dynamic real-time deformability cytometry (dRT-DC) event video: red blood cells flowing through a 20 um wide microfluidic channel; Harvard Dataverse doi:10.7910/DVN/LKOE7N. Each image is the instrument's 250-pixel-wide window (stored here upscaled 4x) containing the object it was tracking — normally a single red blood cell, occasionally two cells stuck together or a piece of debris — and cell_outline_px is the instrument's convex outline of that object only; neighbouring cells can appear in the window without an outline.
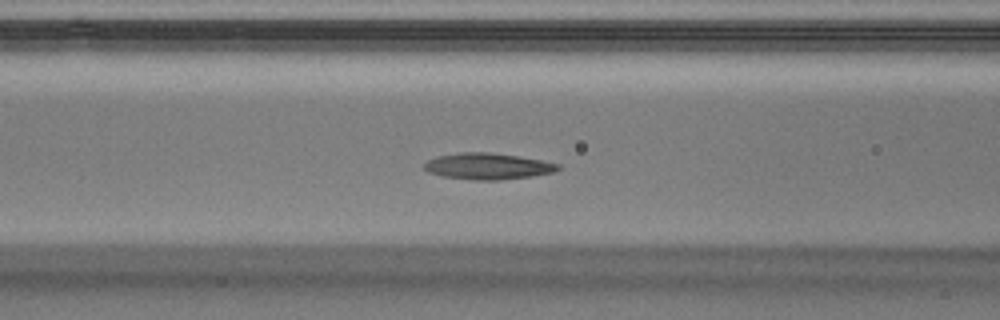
{"species": "Egyptian fruit bat (a non-hibernating species)", "species_latin": "Rousettus aegyptiacus", "temperature_condition": "warm", "stored_images_in_passage": 45, "camera_frame_rate_fps": 3000, "um_per_image_px": 0.085, "animal": {"sex": "male"}, "frame": {"image": 1, "passage_image": 15, "time_ms": 4.667, "image_size_px": [1000, 320], "cell_outline_px": [[560, 168], [552, 172], [532, 176], [500, 180], [476, 180], [444, 176], [428, 172], [424, 168], [424, 164], [428, 160], [436, 156], [460, 152], [488, 152], [520, 156], [560, 164]], "centroid_in_image_um": [41.45, 14.12], "position_along_channel_um": 125.2, "area_um2": 20.4}}
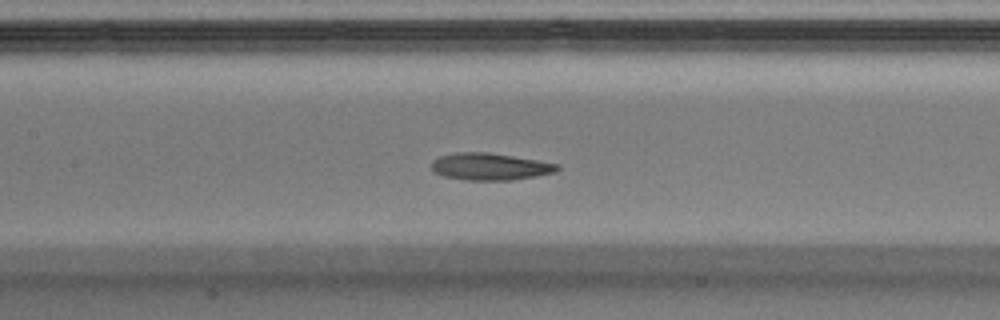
{"frame": {"image": 2, "passage_image": 18, "time_ms": 5.667, "image_size_px": [1000, 320], "cell_outline_px": [[560, 168], [556, 172], [536, 176], [512, 180], [464, 180], [444, 176], [436, 172], [432, 168], [432, 160], [440, 156], [456, 152], [488, 152], [560, 164]], "centroid_in_image_um": [41.67, 14.16], "position_along_channel_um": 165.7, "area_um2": 19.77}}
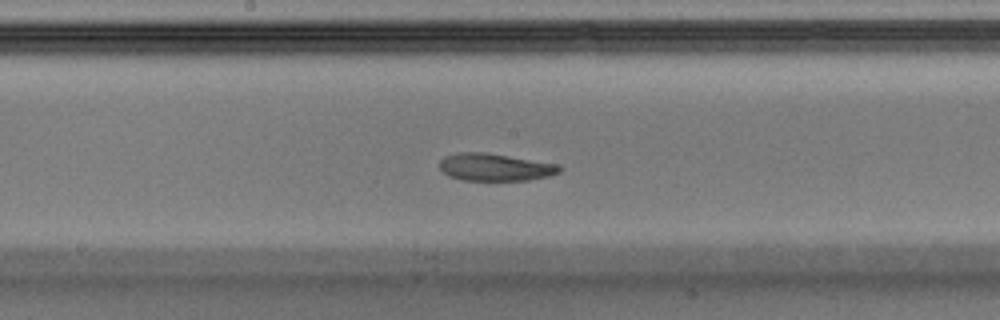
{"frame": {"image": 3, "passage_image": 21, "time_ms": 6.667, "image_size_px": [1000, 320], "cell_outline_px": [[564, 168], [560, 172], [548, 176], [528, 180], [464, 180], [448, 176], [440, 168], [440, 160], [444, 156], [460, 152], [484, 152], [560, 164]], "centroid_in_image_um": [42.11, 14.2], "position_along_channel_um": 206.1, "area_um2": 19.19}, "authors_computed_cell_mechanics": {"area_um2": 20.4034, "velocity_mm_per_s": 4.0518, "shape_relaxation_time_tau1_ms": 2.1861, "shape_relaxation_time_tau2_ms": 1.4208, "deformation_change_tau1": 0.1161, "deformation_change_tau2": 0.0586}}